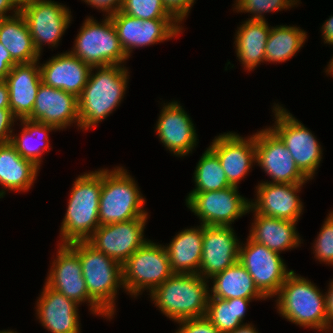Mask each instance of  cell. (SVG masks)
I'll list each match as a JSON object with an SVG mask.
<instances>
[{"label": "cell", "mask_w": 333, "mask_h": 333, "mask_svg": "<svg viewBox=\"0 0 333 333\" xmlns=\"http://www.w3.org/2000/svg\"><path fill=\"white\" fill-rule=\"evenodd\" d=\"M251 300L244 298L220 299L208 297L205 317L221 332L228 333L243 325Z\"/></svg>", "instance_id": "33"}, {"label": "cell", "mask_w": 333, "mask_h": 333, "mask_svg": "<svg viewBox=\"0 0 333 333\" xmlns=\"http://www.w3.org/2000/svg\"><path fill=\"white\" fill-rule=\"evenodd\" d=\"M57 256L52 262L46 284L78 303L88 302L92 314L111 317L89 296L79 256L67 245L58 244Z\"/></svg>", "instance_id": "13"}, {"label": "cell", "mask_w": 333, "mask_h": 333, "mask_svg": "<svg viewBox=\"0 0 333 333\" xmlns=\"http://www.w3.org/2000/svg\"><path fill=\"white\" fill-rule=\"evenodd\" d=\"M207 282L199 274L173 273L149 295L161 313L174 322L203 317L210 295Z\"/></svg>", "instance_id": "4"}, {"label": "cell", "mask_w": 333, "mask_h": 333, "mask_svg": "<svg viewBox=\"0 0 333 333\" xmlns=\"http://www.w3.org/2000/svg\"><path fill=\"white\" fill-rule=\"evenodd\" d=\"M240 244L239 263L248 271L255 286L268 299L276 296L292 270H287L280 254L249 237ZM243 245V246H242Z\"/></svg>", "instance_id": "12"}, {"label": "cell", "mask_w": 333, "mask_h": 333, "mask_svg": "<svg viewBox=\"0 0 333 333\" xmlns=\"http://www.w3.org/2000/svg\"><path fill=\"white\" fill-rule=\"evenodd\" d=\"M326 74L332 75L333 77V56L332 59H330V62L325 70Z\"/></svg>", "instance_id": "48"}, {"label": "cell", "mask_w": 333, "mask_h": 333, "mask_svg": "<svg viewBox=\"0 0 333 333\" xmlns=\"http://www.w3.org/2000/svg\"><path fill=\"white\" fill-rule=\"evenodd\" d=\"M276 296L277 312L289 322L319 332L328 331L326 295L310 280L292 270Z\"/></svg>", "instance_id": "3"}, {"label": "cell", "mask_w": 333, "mask_h": 333, "mask_svg": "<svg viewBox=\"0 0 333 333\" xmlns=\"http://www.w3.org/2000/svg\"><path fill=\"white\" fill-rule=\"evenodd\" d=\"M10 10H13L14 13H18L20 8L12 0H0V18L11 17V14H6Z\"/></svg>", "instance_id": "45"}, {"label": "cell", "mask_w": 333, "mask_h": 333, "mask_svg": "<svg viewBox=\"0 0 333 333\" xmlns=\"http://www.w3.org/2000/svg\"><path fill=\"white\" fill-rule=\"evenodd\" d=\"M12 1L20 8L26 0H12Z\"/></svg>", "instance_id": "49"}, {"label": "cell", "mask_w": 333, "mask_h": 333, "mask_svg": "<svg viewBox=\"0 0 333 333\" xmlns=\"http://www.w3.org/2000/svg\"><path fill=\"white\" fill-rule=\"evenodd\" d=\"M110 17L128 58L132 49L167 41L179 36L183 30L176 19L142 20L129 16L121 10Z\"/></svg>", "instance_id": "14"}, {"label": "cell", "mask_w": 333, "mask_h": 333, "mask_svg": "<svg viewBox=\"0 0 333 333\" xmlns=\"http://www.w3.org/2000/svg\"><path fill=\"white\" fill-rule=\"evenodd\" d=\"M39 67L44 85L74 94L77 98L87 84L91 71L89 65L69 51L53 56Z\"/></svg>", "instance_id": "23"}, {"label": "cell", "mask_w": 333, "mask_h": 333, "mask_svg": "<svg viewBox=\"0 0 333 333\" xmlns=\"http://www.w3.org/2000/svg\"><path fill=\"white\" fill-rule=\"evenodd\" d=\"M39 64V60L15 64L4 80L9 89L10 110L18 120L27 119L32 114L42 83Z\"/></svg>", "instance_id": "24"}, {"label": "cell", "mask_w": 333, "mask_h": 333, "mask_svg": "<svg viewBox=\"0 0 333 333\" xmlns=\"http://www.w3.org/2000/svg\"><path fill=\"white\" fill-rule=\"evenodd\" d=\"M162 108L154 131L171 153L187 156L198 142L192 119L175 100L164 103Z\"/></svg>", "instance_id": "19"}, {"label": "cell", "mask_w": 333, "mask_h": 333, "mask_svg": "<svg viewBox=\"0 0 333 333\" xmlns=\"http://www.w3.org/2000/svg\"><path fill=\"white\" fill-rule=\"evenodd\" d=\"M300 0H236L235 10L248 12L252 16L249 20H266L265 13L281 11L294 7ZM264 13V14H263Z\"/></svg>", "instance_id": "36"}, {"label": "cell", "mask_w": 333, "mask_h": 333, "mask_svg": "<svg viewBox=\"0 0 333 333\" xmlns=\"http://www.w3.org/2000/svg\"><path fill=\"white\" fill-rule=\"evenodd\" d=\"M330 288H328L329 290L327 291V293L325 292L326 295V312H327V316H328V330H330L332 328L331 331H333V279L331 280V282L329 283Z\"/></svg>", "instance_id": "43"}, {"label": "cell", "mask_w": 333, "mask_h": 333, "mask_svg": "<svg viewBox=\"0 0 333 333\" xmlns=\"http://www.w3.org/2000/svg\"><path fill=\"white\" fill-rule=\"evenodd\" d=\"M91 7H96L98 10L105 12V16H111L120 11L123 5V0H82Z\"/></svg>", "instance_id": "41"}, {"label": "cell", "mask_w": 333, "mask_h": 333, "mask_svg": "<svg viewBox=\"0 0 333 333\" xmlns=\"http://www.w3.org/2000/svg\"><path fill=\"white\" fill-rule=\"evenodd\" d=\"M305 183L281 184L261 182L256 187V199L249 211L277 219L298 222L304 208L297 193Z\"/></svg>", "instance_id": "18"}, {"label": "cell", "mask_w": 333, "mask_h": 333, "mask_svg": "<svg viewBox=\"0 0 333 333\" xmlns=\"http://www.w3.org/2000/svg\"><path fill=\"white\" fill-rule=\"evenodd\" d=\"M121 11L142 20L175 19L162 0H123Z\"/></svg>", "instance_id": "35"}, {"label": "cell", "mask_w": 333, "mask_h": 333, "mask_svg": "<svg viewBox=\"0 0 333 333\" xmlns=\"http://www.w3.org/2000/svg\"><path fill=\"white\" fill-rule=\"evenodd\" d=\"M210 279L213 281V287L209 290L211 297L224 300L232 298L267 299L258 290L251 275L239 262L215 274Z\"/></svg>", "instance_id": "30"}, {"label": "cell", "mask_w": 333, "mask_h": 333, "mask_svg": "<svg viewBox=\"0 0 333 333\" xmlns=\"http://www.w3.org/2000/svg\"><path fill=\"white\" fill-rule=\"evenodd\" d=\"M103 169L84 172L73 183L60 229V243L87 241L100 226L99 200Z\"/></svg>", "instance_id": "2"}, {"label": "cell", "mask_w": 333, "mask_h": 333, "mask_svg": "<svg viewBox=\"0 0 333 333\" xmlns=\"http://www.w3.org/2000/svg\"><path fill=\"white\" fill-rule=\"evenodd\" d=\"M228 333H258L253 324H243L240 327L236 328L233 331Z\"/></svg>", "instance_id": "47"}, {"label": "cell", "mask_w": 333, "mask_h": 333, "mask_svg": "<svg viewBox=\"0 0 333 333\" xmlns=\"http://www.w3.org/2000/svg\"><path fill=\"white\" fill-rule=\"evenodd\" d=\"M253 221L248 237L274 252L280 254L301 244L302 239L296 230L295 221L268 217L255 212Z\"/></svg>", "instance_id": "25"}, {"label": "cell", "mask_w": 333, "mask_h": 333, "mask_svg": "<svg viewBox=\"0 0 333 333\" xmlns=\"http://www.w3.org/2000/svg\"><path fill=\"white\" fill-rule=\"evenodd\" d=\"M173 274L164 245L148 240L122 264V282L131 296L150 294Z\"/></svg>", "instance_id": "8"}, {"label": "cell", "mask_w": 333, "mask_h": 333, "mask_svg": "<svg viewBox=\"0 0 333 333\" xmlns=\"http://www.w3.org/2000/svg\"><path fill=\"white\" fill-rule=\"evenodd\" d=\"M315 239L313 245L314 257L320 262L333 266V211L328 214Z\"/></svg>", "instance_id": "37"}, {"label": "cell", "mask_w": 333, "mask_h": 333, "mask_svg": "<svg viewBox=\"0 0 333 333\" xmlns=\"http://www.w3.org/2000/svg\"><path fill=\"white\" fill-rule=\"evenodd\" d=\"M11 13V17L0 18V43L17 64L38 61L40 55L32 42L25 17L20 11Z\"/></svg>", "instance_id": "29"}, {"label": "cell", "mask_w": 333, "mask_h": 333, "mask_svg": "<svg viewBox=\"0 0 333 333\" xmlns=\"http://www.w3.org/2000/svg\"><path fill=\"white\" fill-rule=\"evenodd\" d=\"M307 34L295 26L271 27L265 47V62L280 63L294 57L303 47Z\"/></svg>", "instance_id": "32"}, {"label": "cell", "mask_w": 333, "mask_h": 333, "mask_svg": "<svg viewBox=\"0 0 333 333\" xmlns=\"http://www.w3.org/2000/svg\"><path fill=\"white\" fill-rule=\"evenodd\" d=\"M275 105L272 112L276 121L269 128L285 144L299 170L311 180L322 161V147L312 131L281 105Z\"/></svg>", "instance_id": "9"}, {"label": "cell", "mask_w": 333, "mask_h": 333, "mask_svg": "<svg viewBox=\"0 0 333 333\" xmlns=\"http://www.w3.org/2000/svg\"><path fill=\"white\" fill-rule=\"evenodd\" d=\"M0 333H17V332L12 331V330H3V331H0Z\"/></svg>", "instance_id": "50"}, {"label": "cell", "mask_w": 333, "mask_h": 333, "mask_svg": "<svg viewBox=\"0 0 333 333\" xmlns=\"http://www.w3.org/2000/svg\"><path fill=\"white\" fill-rule=\"evenodd\" d=\"M0 109H10L9 89L4 80H0Z\"/></svg>", "instance_id": "46"}, {"label": "cell", "mask_w": 333, "mask_h": 333, "mask_svg": "<svg viewBox=\"0 0 333 333\" xmlns=\"http://www.w3.org/2000/svg\"><path fill=\"white\" fill-rule=\"evenodd\" d=\"M271 27L266 20H246L235 34V50L240 63L247 71L265 62V47Z\"/></svg>", "instance_id": "28"}, {"label": "cell", "mask_w": 333, "mask_h": 333, "mask_svg": "<svg viewBox=\"0 0 333 333\" xmlns=\"http://www.w3.org/2000/svg\"><path fill=\"white\" fill-rule=\"evenodd\" d=\"M19 11L26 19L32 42L40 56L42 45L58 46L72 21L71 11L52 0H26Z\"/></svg>", "instance_id": "11"}, {"label": "cell", "mask_w": 333, "mask_h": 333, "mask_svg": "<svg viewBox=\"0 0 333 333\" xmlns=\"http://www.w3.org/2000/svg\"><path fill=\"white\" fill-rule=\"evenodd\" d=\"M238 187L223 190L189 193L186 205L204 226H230L250 212V201L238 193Z\"/></svg>", "instance_id": "10"}, {"label": "cell", "mask_w": 333, "mask_h": 333, "mask_svg": "<svg viewBox=\"0 0 333 333\" xmlns=\"http://www.w3.org/2000/svg\"><path fill=\"white\" fill-rule=\"evenodd\" d=\"M168 12L180 23L188 16L195 0H162Z\"/></svg>", "instance_id": "39"}, {"label": "cell", "mask_w": 333, "mask_h": 333, "mask_svg": "<svg viewBox=\"0 0 333 333\" xmlns=\"http://www.w3.org/2000/svg\"><path fill=\"white\" fill-rule=\"evenodd\" d=\"M248 137H241L235 132H225L215 137L209 146L219 158L231 186L238 187L239 182L248 175L253 163H256L254 134Z\"/></svg>", "instance_id": "20"}, {"label": "cell", "mask_w": 333, "mask_h": 333, "mask_svg": "<svg viewBox=\"0 0 333 333\" xmlns=\"http://www.w3.org/2000/svg\"><path fill=\"white\" fill-rule=\"evenodd\" d=\"M193 179L195 189L190 193L223 190L231 186L219 158L209 147L200 157Z\"/></svg>", "instance_id": "34"}, {"label": "cell", "mask_w": 333, "mask_h": 333, "mask_svg": "<svg viewBox=\"0 0 333 333\" xmlns=\"http://www.w3.org/2000/svg\"><path fill=\"white\" fill-rule=\"evenodd\" d=\"M176 333H221L205 316L177 321Z\"/></svg>", "instance_id": "38"}, {"label": "cell", "mask_w": 333, "mask_h": 333, "mask_svg": "<svg viewBox=\"0 0 333 333\" xmlns=\"http://www.w3.org/2000/svg\"><path fill=\"white\" fill-rule=\"evenodd\" d=\"M256 163L270 176L267 183L296 184L309 179L299 170L281 139L268 127L254 134Z\"/></svg>", "instance_id": "15"}, {"label": "cell", "mask_w": 333, "mask_h": 333, "mask_svg": "<svg viewBox=\"0 0 333 333\" xmlns=\"http://www.w3.org/2000/svg\"><path fill=\"white\" fill-rule=\"evenodd\" d=\"M204 225L177 233L165 246L173 273L198 274L202 259Z\"/></svg>", "instance_id": "26"}, {"label": "cell", "mask_w": 333, "mask_h": 333, "mask_svg": "<svg viewBox=\"0 0 333 333\" xmlns=\"http://www.w3.org/2000/svg\"><path fill=\"white\" fill-rule=\"evenodd\" d=\"M102 22V23H101ZM101 22L88 17L75 38L71 54L92 67L121 65L128 59L110 16Z\"/></svg>", "instance_id": "7"}, {"label": "cell", "mask_w": 333, "mask_h": 333, "mask_svg": "<svg viewBox=\"0 0 333 333\" xmlns=\"http://www.w3.org/2000/svg\"><path fill=\"white\" fill-rule=\"evenodd\" d=\"M15 64L8 50L0 43V80L6 79Z\"/></svg>", "instance_id": "42"}, {"label": "cell", "mask_w": 333, "mask_h": 333, "mask_svg": "<svg viewBox=\"0 0 333 333\" xmlns=\"http://www.w3.org/2000/svg\"><path fill=\"white\" fill-rule=\"evenodd\" d=\"M148 218L100 225L87 240L97 251L118 261L121 265L148 240L144 229Z\"/></svg>", "instance_id": "16"}, {"label": "cell", "mask_w": 333, "mask_h": 333, "mask_svg": "<svg viewBox=\"0 0 333 333\" xmlns=\"http://www.w3.org/2000/svg\"><path fill=\"white\" fill-rule=\"evenodd\" d=\"M322 38L324 43L333 45V16L329 17L328 20L322 25Z\"/></svg>", "instance_id": "44"}, {"label": "cell", "mask_w": 333, "mask_h": 333, "mask_svg": "<svg viewBox=\"0 0 333 333\" xmlns=\"http://www.w3.org/2000/svg\"><path fill=\"white\" fill-rule=\"evenodd\" d=\"M20 121L23 127L21 135L18 134L19 136H16L13 134L10 143L23 158L32 161L40 168L43 152L49 151L50 149L48 133L57 129L52 125L31 121L29 119H20ZM36 137V140H32ZM37 140L40 143H34V141Z\"/></svg>", "instance_id": "31"}, {"label": "cell", "mask_w": 333, "mask_h": 333, "mask_svg": "<svg viewBox=\"0 0 333 333\" xmlns=\"http://www.w3.org/2000/svg\"><path fill=\"white\" fill-rule=\"evenodd\" d=\"M39 169L32 161L23 158L10 142L0 144V185L3 188L0 190V198L8 190L28 191L34 184Z\"/></svg>", "instance_id": "27"}, {"label": "cell", "mask_w": 333, "mask_h": 333, "mask_svg": "<svg viewBox=\"0 0 333 333\" xmlns=\"http://www.w3.org/2000/svg\"><path fill=\"white\" fill-rule=\"evenodd\" d=\"M16 120L10 109H0V144L10 142Z\"/></svg>", "instance_id": "40"}, {"label": "cell", "mask_w": 333, "mask_h": 333, "mask_svg": "<svg viewBox=\"0 0 333 333\" xmlns=\"http://www.w3.org/2000/svg\"><path fill=\"white\" fill-rule=\"evenodd\" d=\"M36 305L37 317L46 330L51 333H81L79 304L46 283Z\"/></svg>", "instance_id": "22"}, {"label": "cell", "mask_w": 333, "mask_h": 333, "mask_svg": "<svg viewBox=\"0 0 333 333\" xmlns=\"http://www.w3.org/2000/svg\"><path fill=\"white\" fill-rule=\"evenodd\" d=\"M67 245L79 256L89 296L112 319L115 315L118 288H124L122 265L103 252L97 251L87 241H77Z\"/></svg>", "instance_id": "5"}, {"label": "cell", "mask_w": 333, "mask_h": 333, "mask_svg": "<svg viewBox=\"0 0 333 333\" xmlns=\"http://www.w3.org/2000/svg\"><path fill=\"white\" fill-rule=\"evenodd\" d=\"M239 240L232 226H204L199 275L210 279L239 261Z\"/></svg>", "instance_id": "17"}, {"label": "cell", "mask_w": 333, "mask_h": 333, "mask_svg": "<svg viewBox=\"0 0 333 333\" xmlns=\"http://www.w3.org/2000/svg\"><path fill=\"white\" fill-rule=\"evenodd\" d=\"M128 74L124 65L91 68L87 84L78 97L80 129L96 128L119 106L127 88Z\"/></svg>", "instance_id": "1"}, {"label": "cell", "mask_w": 333, "mask_h": 333, "mask_svg": "<svg viewBox=\"0 0 333 333\" xmlns=\"http://www.w3.org/2000/svg\"><path fill=\"white\" fill-rule=\"evenodd\" d=\"M135 179L122 166L103 169V184L99 200V223L108 225L137 218H148L145 198Z\"/></svg>", "instance_id": "6"}, {"label": "cell", "mask_w": 333, "mask_h": 333, "mask_svg": "<svg viewBox=\"0 0 333 333\" xmlns=\"http://www.w3.org/2000/svg\"><path fill=\"white\" fill-rule=\"evenodd\" d=\"M63 130L76 123L79 127L78 98L71 93L40 84L32 114L27 118Z\"/></svg>", "instance_id": "21"}]
</instances>
